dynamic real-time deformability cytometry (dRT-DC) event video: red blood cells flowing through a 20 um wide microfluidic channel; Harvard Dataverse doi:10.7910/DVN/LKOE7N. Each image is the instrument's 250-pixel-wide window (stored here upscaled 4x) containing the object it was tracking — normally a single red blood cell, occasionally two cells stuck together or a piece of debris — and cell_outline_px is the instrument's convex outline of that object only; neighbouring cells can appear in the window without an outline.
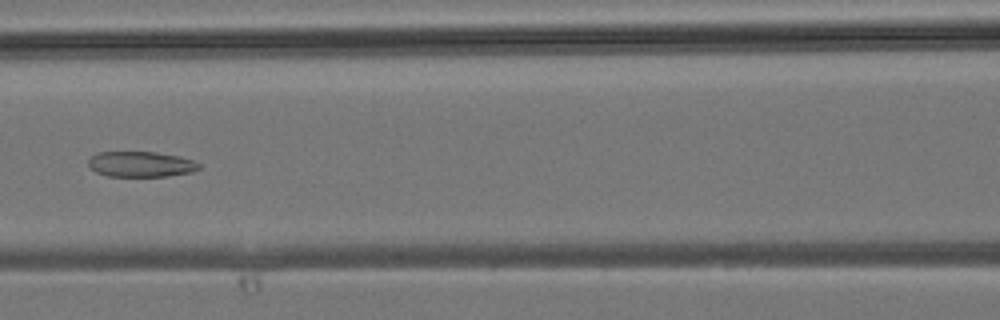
{"species": "common noctule bat (a hibernating species)", "species_latin": "Nyctalus noctula", "temperature_condition": "room temperature", "stored_images_in_passage": 37, "camera_frame_rate_fps": 3000, "um_per_image_px": 0.085, "animal": {"sex": "male", "body_mass_g": 19.2, "forearm_length_mm": 51.8}, "frame": {"image": 1, "passage_image": 16, "time_ms": 5.0, "image_size_px": [1000, 320], "cell_outline_px": [[200, 168], [192, 172], [168, 176], [108, 176], [96, 172], [88, 164], [88, 160], [96, 152], [156, 152], [180, 156], [192, 160], [200, 164]], "centroid_in_image_um": [11.98, 13.95], "position_along_channel_um": 154.6, "area_um2": 16.42}}
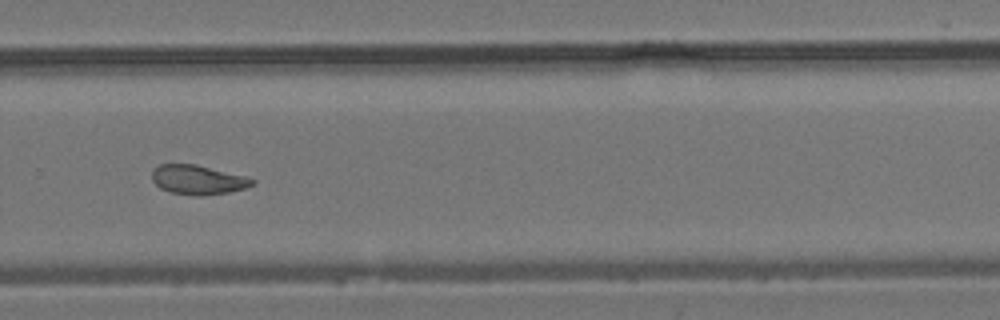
{"frame": {"image": 2, "passage_image": 25, "time_ms": 8.0, "image_size_px": [1000, 320], "cell_outline_px": [[256, 184], [244, 188], [228, 192], [200, 196], [196, 196], [172, 192], [160, 188], [152, 180], [152, 172], [160, 164], [196, 164], [244, 176], [256, 180]], "centroid_in_image_um": [16.83, 15.28], "position_along_channel_um": 313.0, "area_um2": 16.99}}
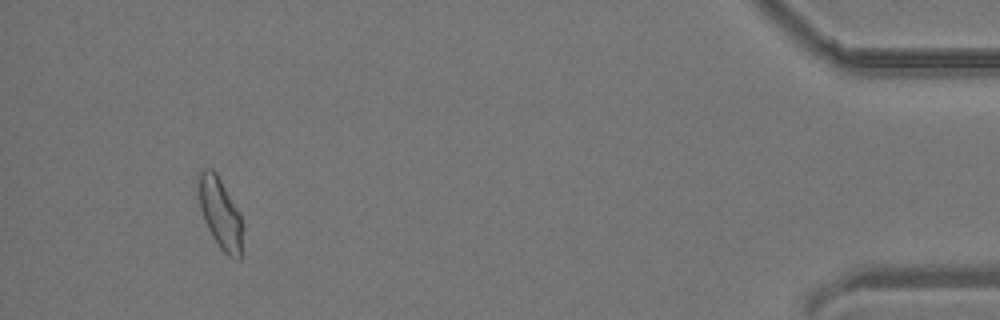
{"frame": {"image": 3, "passage_image": 35, "time_ms": 11.333, "image_size_px": [1000, 320], "cell_outline_px": [[244, 228], [240, 260], [236, 260], [228, 256], [216, 244], [204, 220], [200, 208], [196, 176], [204, 168], [212, 168], [216, 172], [240, 212]], "centroid_in_image_um": [18.73, 18.13], "position_along_channel_um": 416.5, "area_um2": 18.79}}